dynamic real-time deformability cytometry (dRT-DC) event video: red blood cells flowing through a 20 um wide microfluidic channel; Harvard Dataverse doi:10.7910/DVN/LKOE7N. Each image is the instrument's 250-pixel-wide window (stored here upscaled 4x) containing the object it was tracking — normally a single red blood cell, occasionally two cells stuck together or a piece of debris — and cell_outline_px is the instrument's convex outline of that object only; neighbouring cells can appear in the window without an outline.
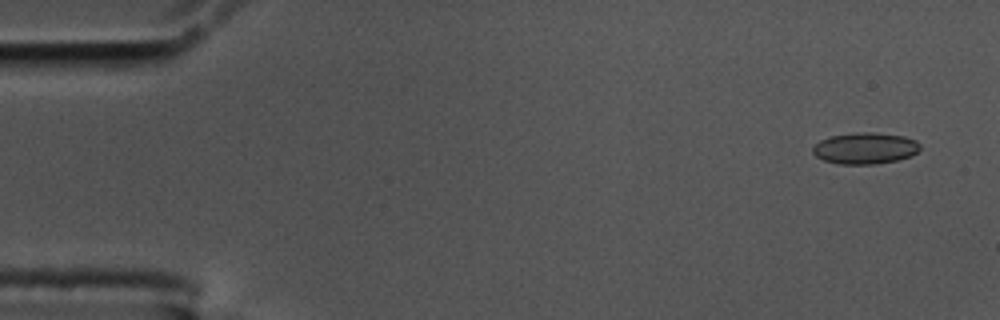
{"species": "common noctule bat (a hibernating species)", "species_latin": "Nyctalus noctula", "temperature_condition": "cold", "stored_images_in_passage": 57, "camera_frame_rate_fps": 3000, "um_per_image_px": 0.085, "animal": {"sex": "male", "body_mass_g": 17.5, "forearm_length_mm": 52.3}, "frame": {"image": 1, "passage_image": 2, "time_ms": 0.333, "image_size_px": [1000, 320], "cell_outline_px": [[920, 148], [912, 156], [896, 160], [876, 164], [840, 164], [824, 160], [816, 156], [812, 152], [812, 148], [820, 140], [832, 136], [856, 132], [872, 132], [904, 136], [916, 140], [920, 144]], "centroid_in_image_um": [73.55, 12.6], "position_along_channel_um": 11.5, "area_um2": 19.59}}
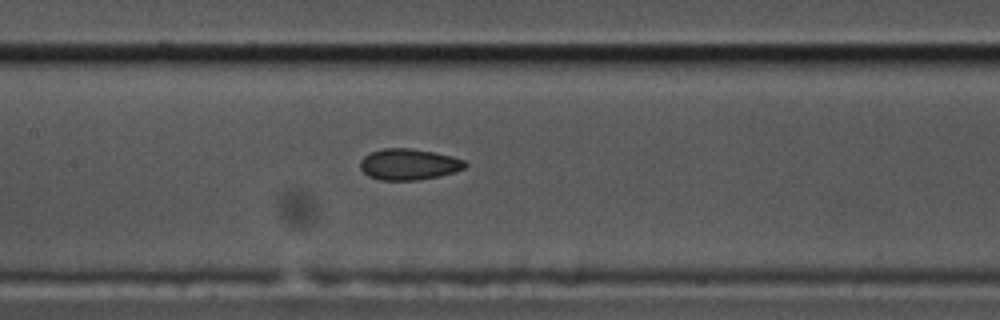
{"frame": {"image": 2, "passage_image": 26, "time_ms": 8.333, "image_size_px": [1000, 320], "cell_outline_px": [[468, 164], [464, 168], [440, 176], [420, 180], [380, 180], [368, 176], [360, 168], [360, 160], [364, 156], [380, 148], [412, 148], [452, 156], [464, 160]], "centroid_in_image_um": [34.73, 13.97], "position_along_channel_um": 172.7, "area_um2": 19.07}}
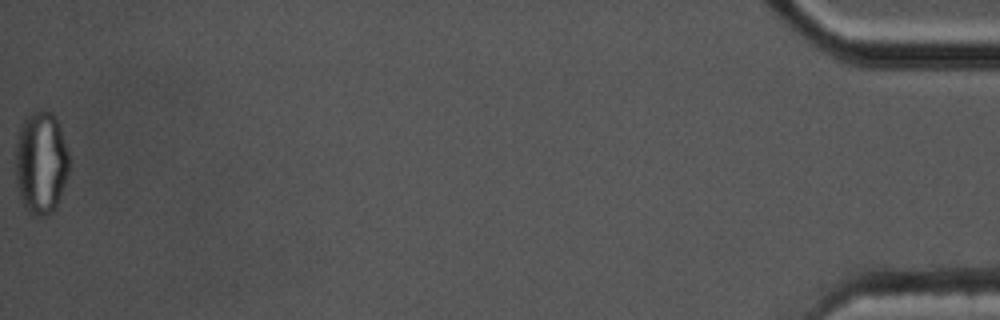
{"frame": {"image": 3, "passage_image": 57, "time_ms": 18.667, "image_size_px": [1000, 320], "cell_outline_px": [[68, 172], [56, 208], [52, 212], [44, 216], [36, 216], [28, 212], [24, 208], [20, 200], [16, 184], [16, 144], [20, 124], [32, 112], [44, 108], [52, 112], [56, 116], [68, 152]], "centroid_in_image_um": [3.46, 13.83], "position_along_channel_um": 431.7, "area_um2": 32.37}, "authors_computed_cell_mechanics": {"area_um2": 19.3052, "velocity_mm_per_s": 3.4807, "shape_relaxation_time_tau1_ms": null, "shape_relaxation_time_tau2_ms": 2.7532, "deformation_change_tau1": null, "deformation_change_tau2": 0.0799}}